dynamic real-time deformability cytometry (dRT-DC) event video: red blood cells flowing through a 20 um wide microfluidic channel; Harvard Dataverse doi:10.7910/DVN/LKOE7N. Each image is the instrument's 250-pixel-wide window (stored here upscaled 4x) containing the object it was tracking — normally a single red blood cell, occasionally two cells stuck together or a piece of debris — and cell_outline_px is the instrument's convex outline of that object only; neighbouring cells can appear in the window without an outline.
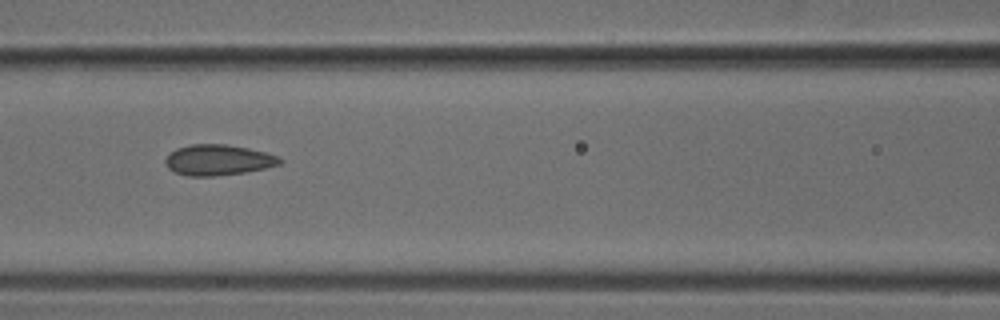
{"species": "common noctule bat (a hibernating species)", "species_latin": "Nyctalus noctula", "temperature_condition": "cold", "stored_images_in_passage": 9, "camera_frame_rate_fps": 3000, "um_per_image_px": 0.085, "animal": {"sex": "male", "body_mass_g": 18.8}, "frame": {"image": 1, "passage_image": 6, "time_ms": 1.667, "image_size_px": [1000, 320], "cell_outline_px": [[284, 160], [280, 164], [264, 168], [244, 172], [216, 176], [188, 176], [176, 172], [168, 168], [164, 164], [164, 160], [176, 148], [192, 144], [224, 144], [248, 148], [264, 152], [276, 156]], "centroid_in_image_um": [18.52, 13.6], "position_along_channel_um": 148.1, "area_um2": 20.29}}
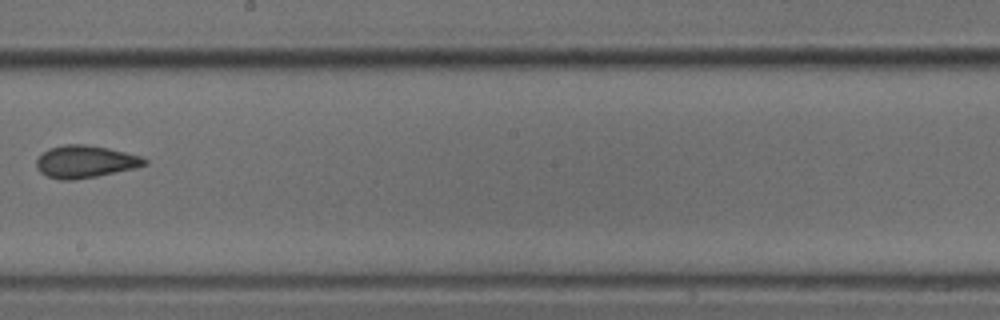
{"frame": {"image": 2, "passage_image": 8, "time_ms": 2.333, "image_size_px": [1000, 320], "cell_outline_px": [[148, 164], [136, 168], [96, 176], [72, 180], [60, 180], [48, 176], [40, 172], [36, 168], [36, 160], [48, 148], [64, 144], [84, 144], [108, 148], [140, 156], [148, 160]], "centroid_in_image_um": [7.24, 13.74], "position_along_channel_um": 241.0, "area_um2": 20.35}}
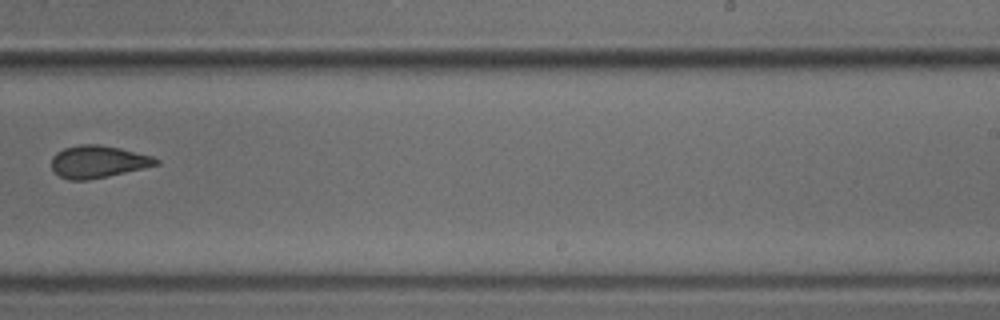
{"frame": {"image": 3, "passage_image": 9, "time_ms": 2.667, "image_size_px": [1000, 320], "cell_outline_px": [[160, 164], [108, 176], [88, 180], [68, 180], [52, 172], [52, 156], [56, 152], [64, 148], [80, 144], [100, 144], [120, 148], [152, 156], [160, 160]], "centroid_in_image_um": [8.3, 13.74], "position_along_channel_um": 280.7, "area_um2": 19.77}}